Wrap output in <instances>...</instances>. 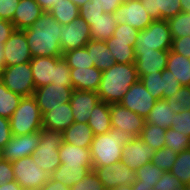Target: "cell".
<instances>
[{"label": "cell", "mask_w": 190, "mask_h": 190, "mask_svg": "<svg viewBox=\"0 0 190 190\" xmlns=\"http://www.w3.org/2000/svg\"><path fill=\"white\" fill-rule=\"evenodd\" d=\"M24 33L32 57L62 56L61 24L49 11H44L31 27L24 29Z\"/></svg>", "instance_id": "1"}, {"label": "cell", "mask_w": 190, "mask_h": 190, "mask_svg": "<svg viewBox=\"0 0 190 190\" xmlns=\"http://www.w3.org/2000/svg\"><path fill=\"white\" fill-rule=\"evenodd\" d=\"M138 80L139 76L135 63H115L102 72L97 93L102 102L119 103Z\"/></svg>", "instance_id": "2"}, {"label": "cell", "mask_w": 190, "mask_h": 190, "mask_svg": "<svg viewBox=\"0 0 190 190\" xmlns=\"http://www.w3.org/2000/svg\"><path fill=\"white\" fill-rule=\"evenodd\" d=\"M135 137L128 131L111 128L107 133L94 136L90 154L94 167H112L122 160V147Z\"/></svg>", "instance_id": "3"}, {"label": "cell", "mask_w": 190, "mask_h": 190, "mask_svg": "<svg viewBox=\"0 0 190 190\" xmlns=\"http://www.w3.org/2000/svg\"><path fill=\"white\" fill-rule=\"evenodd\" d=\"M12 135L21 136L40 131L42 113L33 96L22 97L19 106L10 117Z\"/></svg>", "instance_id": "4"}, {"label": "cell", "mask_w": 190, "mask_h": 190, "mask_svg": "<svg viewBox=\"0 0 190 190\" xmlns=\"http://www.w3.org/2000/svg\"><path fill=\"white\" fill-rule=\"evenodd\" d=\"M41 140L31 155L32 160L44 171L51 174L60 165L59 148L63 144V132L42 128Z\"/></svg>", "instance_id": "5"}, {"label": "cell", "mask_w": 190, "mask_h": 190, "mask_svg": "<svg viewBox=\"0 0 190 190\" xmlns=\"http://www.w3.org/2000/svg\"><path fill=\"white\" fill-rule=\"evenodd\" d=\"M172 41L167 20H153L147 28L139 31L134 43V50L135 52L171 50Z\"/></svg>", "instance_id": "6"}, {"label": "cell", "mask_w": 190, "mask_h": 190, "mask_svg": "<svg viewBox=\"0 0 190 190\" xmlns=\"http://www.w3.org/2000/svg\"><path fill=\"white\" fill-rule=\"evenodd\" d=\"M15 181L24 190H40L50 179V174L37 165L31 156L11 162Z\"/></svg>", "instance_id": "7"}, {"label": "cell", "mask_w": 190, "mask_h": 190, "mask_svg": "<svg viewBox=\"0 0 190 190\" xmlns=\"http://www.w3.org/2000/svg\"><path fill=\"white\" fill-rule=\"evenodd\" d=\"M0 80L9 90L22 97L33 96L35 91L30 62L5 67Z\"/></svg>", "instance_id": "8"}, {"label": "cell", "mask_w": 190, "mask_h": 190, "mask_svg": "<svg viewBox=\"0 0 190 190\" xmlns=\"http://www.w3.org/2000/svg\"><path fill=\"white\" fill-rule=\"evenodd\" d=\"M74 89L72 86H63L57 84H47L36 88L33 97L41 110L42 115L45 112L57 108L63 103L70 102Z\"/></svg>", "instance_id": "9"}, {"label": "cell", "mask_w": 190, "mask_h": 190, "mask_svg": "<svg viewBox=\"0 0 190 190\" xmlns=\"http://www.w3.org/2000/svg\"><path fill=\"white\" fill-rule=\"evenodd\" d=\"M89 24L80 16L66 25H61L60 48L62 53L85 47L91 40Z\"/></svg>", "instance_id": "10"}, {"label": "cell", "mask_w": 190, "mask_h": 190, "mask_svg": "<svg viewBox=\"0 0 190 190\" xmlns=\"http://www.w3.org/2000/svg\"><path fill=\"white\" fill-rule=\"evenodd\" d=\"M117 24L127 23L129 26L141 31L153 21L140 0H125L114 12Z\"/></svg>", "instance_id": "11"}, {"label": "cell", "mask_w": 190, "mask_h": 190, "mask_svg": "<svg viewBox=\"0 0 190 190\" xmlns=\"http://www.w3.org/2000/svg\"><path fill=\"white\" fill-rule=\"evenodd\" d=\"M156 101L139 79L119 103L146 120Z\"/></svg>", "instance_id": "12"}, {"label": "cell", "mask_w": 190, "mask_h": 190, "mask_svg": "<svg viewBox=\"0 0 190 190\" xmlns=\"http://www.w3.org/2000/svg\"><path fill=\"white\" fill-rule=\"evenodd\" d=\"M41 140V132L26 135H13L11 140L1 150V159L9 162L31 156Z\"/></svg>", "instance_id": "13"}, {"label": "cell", "mask_w": 190, "mask_h": 190, "mask_svg": "<svg viewBox=\"0 0 190 190\" xmlns=\"http://www.w3.org/2000/svg\"><path fill=\"white\" fill-rule=\"evenodd\" d=\"M93 170L106 190L115 189L123 185H132L136 180V172L121 161L112 167H94Z\"/></svg>", "instance_id": "14"}, {"label": "cell", "mask_w": 190, "mask_h": 190, "mask_svg": "<svg viewBox=\"0 0 190 190\" xmlns=\"http://www.w3.org/2000/svg\"><path fill=\"white\" fill-rule=\"evenodd\" d=\"M109 110L112 128L126 130L134 137H140L146 122L144 118L125 108L120 103L109 104Z\"/></svg>", "instance_id": "15"}, {"label": "cell", "mask_w": 190, "mask_h": 190, "mask_svg": "<svg viewBox=\"0 0 190 190\" xmlns=\"http://www.w3.org/2000/svg\"><path fill=\"white\" fill-rule=\"evenodd\" d=\"M5 67L30 62L33 58L26 40L24 30L15 29L4 43Z\"/></svg>", "instance_id": "16"}, {"label": "cell", "mask_w": 190, "mask_h": 190, "mask_svg": "<svg viewBox=\"0 0 190 190\" xmlns=\"http://www.w3.org/2000/svg\"><path fill=\"white\" fill-rule=\"evenodd\" d=\"M122 160L124 165L136 171L143 165L151 163L155 149L145 143L140 137H135L122 147Z\"/></svg>", "instance_id": "17"}, {"label": "cell", "mask_w": 190, "mask_h": 190, "mask_svg": "<svg viewBox=\"0 0 190 190\" xmlns=\"http://www.w3.org/2000/svg\"><path fill=\"white\" fill-rule=\"evenodd\" d=\"M100 101L97 92L74 90L69 102L74 121L77 123H88L90 113Z\"/></svg>", "instance_id": "18"}, {"label": "cell", "mask_w": 190, "mask_h": 190, "mask_svg": "<svg viewBox=\"0 0 190 190\" xmlns=\"http://www.w3.org/2000/svg\"><path fill=\"white\" fill-rule=\"evenodd\" d=\"M169 50L135 52V65L138 76L155 73L166 69Z\"/></svg>", "instance_id": "19"}, {"label": "cell", "mask_w": 190, "mask_h": 190, "mask_svg": "<svg viewBox=\"0 0 190 190\" xmlns=\"http://www.w3.org/2000/svg\"><path fill=\"white\" fill-rule=\"evenodd\" d=\"M62 56L33 57L30 61L35 89L55 82L56 62Z\"/></svg>", "instance_id": "20"}, {"label": "cell", "mask_w": 190, "mask_h": 190, "mask_svg": "<svg viewBox=\"0 0 190 190\" xmlns=\"http://www.w3.org/2000/svg\"><path fill=\"white\" fill-rule=\"evenodd\" d=\"M183 111L179 102L174 100H157L151 109L146 122L168 129L172 126V120L176 113Z\"/></svg>", "instance_id": "21"}, {"label": "cell", "mask_w": 190, "mask_h": 190, "mask_svg": "<svg viewBox=\"0 0 190 190\" xmlns=\"http://www.w3.org/2000/svg\"><path fill=\"white\" fill-rule=\"evenodd\" d=\"M74 122L69 102L63 103L42 115V127L48 130L63 132Z\"/></svg>", "instance_id": "22"}, {"label": "cell", "mask_w": 190, "mask_h": 190, "mask_svg": "<svg viewBox=\"0 0 190 190\" xmlns=\"http://www.w3.org/2000/svg\"><path fill=\"white\" fill-rule=\"evenodd\" d=\"M71 84L74 90L97 92L102 71L97 67L70 68Z\"/></svg>", "instance_id": "23"}, {"label": "cell", "mask_w": 190, "mask_h": 190, "mask_svg": "<svg viewBox=\"0 0 190 190\" xmlns=\"http://www.w3.org/2000/svg\"><path fill=\"white\" fill-rule=\"evenodd\" d=\"M43 13L36 0H20L11 22L15 29L24 30L31 27Z\"/></svg>", "instance_id": "24"}, {"label": "cell", "mask_w": 190, "mask_h": 190, "mask_svg": "<svg viewBox=\"0 0 190 190\" xmlns=\"http://www.w3.org/2000/svg\"><path fill=\"white\" fill-rule=\"evenodd\" d=\"M59 157L61 164L67 166H88L93 170L90 148H82L63 142L59 148Z\"/></svg>", "instance_id": "25"}, {"label": "cell", "mask_w": 190, "mask_h": 190, "mask_svg": "<svg viewBox=\"0 0 190 190\" xmlns=\"http://www.w3.org/2000/svg\"><path fill=\"white\" fill-rule=\"evenodd\" d=\"M153 20H168L182 12L180 0H140Z\"/></svg>", "instance_id": "26"}, {"label": "cell", "mask_w": 190, "mask_h": 190, "mask_svg": "<svg viewBox=\"0 0 190 190\" xmlns=\"http://www.w3.org/2000/svg\"><path fill=\"white\" fill-rule=\"evenodd\" d=\"M94 134L88 123H72L63 131L64 142L79 146L82 148H90Z\"/></svg>", "instance_id": "27"}, {"label": "cell", "mask_w": 190, "mask_h": 190, "mask_svg": "<svg viewBox=\"0 0 190 190\" xmlns=\"http://www.w3.org/2000/svg\"><path fill=\"white\" fill-rule=\"evenodd\" d=\"M85 47L91 57V62H94L95 67L100 71L103 72L116 63L105 41L90 40Z\"/></svg>", "instance_id": "28"}, {"label": "cell", "mask_w": 190, "mask_h": 190, "mask_svg": "<svg viewBox=\"0 0 190 190\" xmlns=\"http://www.w3.org/2000/svg\"><path fill=\"white\" fill-rule=\"evenodd\" d=\"M91 40L106 41L110 39L117 26L114 14L102 13L101 17L89 23Z\"/></svg>", "instance_id": "29"}, {"label": "cell", "mask_w": 190, "mask_h": 190, "mask_svg": "<svg viewBox=\"0 0 190 190\" xmlns=\"http://www.w3.org/2000/svg\"><path fill=\"white\" fill-rule=\"evenodd\" d=\"M88 125L92 128L94 136L107 133L112 128L108 103L100 101L93 108Z\"/></svg>", "instance_id": "30"}, {"label": "cell", "mask_w": 190, "mask_h": 190, "mask_svg": "<svg viewBox=\"0 0 190 190\" xmlns=\"http://www.w3.org/2000/svg\"><path fill=\"white\" fill-rule=\"evenodd\" d=\"M89 171L91 169L88 166H67L61 164L50 174V178L71 188L75 183L81 181Z\"/></svg>", "instance_id": "31"}, {"label": "cell", "mask_w": 190, "mask_h": 190, "mask_svg": "<svg viewBox=\"0 0 190 190\" xmlns=\"http://www.w3.org/2000/svg\"><path fill=\"white\" fill-rule=\"evenodd\" d=\"M166 69L171 71L182 86H190V59L169 50Z\"/></svg>", "instance_id": "32"}, {"label": "cell", "mask_w": 190, "mask_h": 190, "mask_svg": "<svg viewBox=\"0 0 190 190\" xmlns=\"http://www.w3.org/2000/svg\"><path fill=\"white\" fill-rule=\"evenodd\" d=\"M116 63H135V41H114V36L105 41Z\"/></svg>", "instance_id": "33"}, {"label": "cell", "mask_w": 190, "mask_h": 190, "mask_svg": "<svg viewBox=\"0 0 190 190\" xmlns=\"http://www.w3.org/2000/svg\"><path fill=\"white\" fill-rule=\"evenodd\" d=\"M49 12L61 25H66L79 16V7L70 0H60Z\"/></svg>", "instance_id": "34"}, {"label": "cell", "mask_w": 190, "mask_h": 190, "mask_svg": "<svg viewBox=\"0 0 190 190\" xmlns=\"http://www.w3.org/2000/svg\"><path fill=\"white\" fill-rule=\"evenodd\" d=\"M22 96L9 90L3 82L0 80V116L10 119L14 113Z\"/></svg>", "instance_id": "35"}, {"label": "cell", "mask_w": 190, "mask_h": 190, "mask_svg": "<svg viewBox=\"0 0 190 190\" xmlns=\"http://www.w3.org/2000/svg\"><path fill=\"white\" fill-rule=\"evenodd\" d=\"M167 129L160 126L145 122L144 128L140 134V138L153 149L159 150L165 147V133Z\"/></svg>", "instance_id": "36"}, {"label": "cell", "mask_w": 190, "mask_h": 190, "mask_svg": "<svg viewBox=\"0 0 190 190\" xmlns=\"http://www.w3.org/2000/svg\"><path fill=\"white\" fill-rule=\"evenodd\" d=\"M62 58L70 68L95 67L86 47L66 51L62 54Z\"/></svg>", "instance_id": "37"}, {"label": "cell", "mask_w": 190, "mask_h": 190, "mask_svg": "<svg viewBox=\"0 0 190 190\" xmlns=\"http://www.w3.org/2000/svg\"><path fill=\"white\" fill-rule=\"evenodd\" d=\"M170 172L185 185L190 183V148L177 155Z\"/></svg>", "instance_id": "38"}, {"label": "cell", "mask_w": 190, "mask_h": 190, "mask_svg": "<svg viewBox=\"0 0 190 190\" xmlns=\"http://www.w3.org/2000/svg\"><path fill=\"white\" fill-rule=\"evenodd\" d=\"M136 180L134 182H140V185L152 186L154 188L155 183L162 177L163 171L152 163L141 166L136 171Z\"/></svg>", "instance_id": "39"}, {"label": "cell", "mask_w": 190, "mask_h": 190, "mask_svg": "<svg viewBox=\"0 0 190 190\" xmlns=\"http://www.w3.org/2000/svg\"><path fill=\"white\" fill-rule=\"evenodd\" d=\"M167 22L173 39L190 36V13L180 12Z\"/></svg>", "instance_id": "40"}, {"label": "cell", "mask_w": 190, "mask_h": 190, "mask_svg": "<svg viewBox=\"0 0 190 190\" xmlns=\"http://www.w3.org/2000/svg\"><path fill=\"white\" fill-rule=\"evenodd\" d=\"M164 137L165 147L171 148L177 154L190 148V137L172 129L171 127L166 130Z\"/></svg>", "instance_id": "41"}, {"label": "cell", "mask_w": 190, "mask_h": 190, "mask_svg": "<svg viewBox=\"0 0 190 190\" xmlns=\"http://www.w3.org/2000/svg\"><path fill=\"white\" fill-rule=\"evenodd\" d=\"M162 71L145 74L139 77L148 92L156 99L162 100L163 84Z\"/></svg>", "instance_id": "42"}, {"label": "cell", "mask_w": 190, "mask_h": 190, "mask_svg": "<svg viewBox=\"0 0 190 190\" xmlns=\"http://www.w3.org/2000/svg\"><path fill=\"white\" fill-rule=\"evenodd\" d=\"M177 155L171 148L163 147L155 151L151 163L163 171H170L176 161Z\"/></svg>", "instance_id": "43"}, {"label": "cell", "mask_w": 190, "mask_h": 190, "mask_svg": "<svg viewBox=\"0 0 190 190\" xmlns=\"http://www.w3.org/2000/svg\"><path fill=\"white\" fill-rule=\"evenodd\" d=\"M153 190H185V184L170 171H165L155 183Z\"/></svg>", "instance_id": "44"}, {"label": "cell", "mask_w": 190, "mask_h": 190, "mask_svg": "<svg viewBox=\"0 0 190 190\" xmlns=\"http://www.w3.org/2000/svg\"><path fill=\"white\" fill-rule=\"evenodd\" d=\"M162 84L163 92L162 99H166L178 92L182 85L178 82V79L174 77L173 73L167 69L162 70Z\"/></svg>", "instance_id": "45"}, {"label": "cell", "mask_w": 190, "mask_h": 190, "mask_svg": "<svg viewBox=\"0 0 190 190\" xmlns=\"http://www.w3.org/2000/svg\"><path fill=\"white\" fill-rule=\"evenodd\" d=\"M70 190H106L99 180L98 176L91 170L88 174L78 183H75Z\"/></svg>", "instance_id": "46"}, {"label": "cell", "mask_w": 190, "mask_h": 190, "mask_svg": "<svg viewBox=\"0 0 190 190\" xmlns=\"http://www.w3.org/2000/svg\"><path fill=\"white\" fill-rule=\"evenodd\" d=\"M172 129L190 137V111L176 113L172 120Z\"/></svg>", "instance_id": "47"}, {"label": "cell", "mask_w": 190, "mask_h": 190, "mask_svg": "<svg viewBox=\"0 0 190 190\" xmlns=\"http://www.w3.org/2000/svg\"><path fill=\"white\" fill-rule=\"evenodd\" d=\"M52 84L72 86L70 67L66 64L62 57L56 62L55 82H52Z\"/></svg>", "instance_id": "48"}, {"label": "cell", "mask_w": 190, "mask_h": 190, "mask_svg": "<svg viewBox=\"0 0 190 190\" xmlns=\"http://www.w3.org/2000/svg\"><path fill=\"white\" fill-rule=\"evenodd\" d=\"M139 30L127 23L117 24L114 31V41H135L138 37Z\"/></svg>", "instance_id": "49"}, {"label": "cell", "mask_w": 190, "mask_h": 190, "mask_svg": "<svg viewBox=\"0 0 190 190\" xmlns=\"http://www.w3.org/2000/svg\"><path fill=\"white\" fill-rule=\"evenodd\" d=\"M102 13H104V10L100 9L94 2L89 1L79 7V16L88 24L101 17Z\"/></svg>", "instance_id": "50"}, {"label": "cell", "mask_w": 190, "mask_h": 190, "mask_svg": "<svg viewBox=\"0 0 190 190\" xmlns=\"http://www.w3.org/2000/svg\"><path fill=\"white\" fill-rule=\"evenodd\" d=\"M165 100L179 102L184 111H190V86H182L178 92L174 93Z\"/></svg>", "instance_id": "51"}, {"label": "cell", "mask_w": 190, "mask_h": 190, "mask_svg": "<svg viewBox=\"0 0 190 190\" xmlns=\"http://www.w3.org/2000/svg\"><path fill=\"white\" fill-rule=\"evenodd\" d=\"M171 51L190 59V36L173 39Z\"/></svg>", "instance_id": "52"}, {"label": "cell", "mask_w": 190, "mask_h": 190, "mask_svg": "<svg viewBox=\"0 0 190 190\" xmlns=\"http://www.w3.org/2000/svg\"><path fill=\"white\" fill-rule=\"evenodd\" d=\"M20 0H0V19L12 21Z\"/></svg>", "instance_id": "53"}, {"label": "cell", "mask_w": 190, "mask_h": 190, "mask_svg": "<svg viewBox=\"0 0 190 190\" xmlns=\"http://www.w3.org/2000/svg\"><path fill=\"white\" fill-rule=\"evenodd\" d=\"M15 181V175L11 162L0 159V186Z\"/></svg>", "instance_id": "54"}, {"label": "cell", "mask_w": 190, "mask_h": 190, "mask_svg": "<svg viewBox=\"0 0 190 190\" xmlns=\"http://www.w3.org/2000/svg\"><path fill=\"white\" fill-rule=\"evenodd\" d=\"M10 119L0 116V150L11 140Z\"/></svg>", "instance_id": "55"}, {"label": "cell", "mask_w": 190, "mask_h": 190, "mask_svg": "<svg viewBox=\"0 0 190 190\" xmlns=\"http://www.w3.org/2000/svg\"><path fill=\"white\" fill-rule=\"evenodd\" d=\"M94 2L100 9H103L106 13L114 14V12L123 3L122 0H90Z\"/></svg>", "instance_id": "56"}, {"label": "cell", "mask_w": 190, "mask_h": 190, "mask_svg": "<svg viewBox=\"0 0 190 190\" xmlns=\"http://www.w3.org/2000/svg\"><path fill=\"white\" fill-rule=\"evenodd\" d=\"M14 30L15 27L12 22L0 19V46H4Z\"/></svg>", "instance_id": "57"}, {"label": "cell", "mask_w": 190, "mask_h": 190, "mask_svg": "<svg viewBox=\"0 0 190 190\" xmlns=\"http://www.w3.org/2000/svg\"><path fill=\"white\" fill-rule=\"evenodd\" d=\"M40 190H70V188L50 178Z\"/></svg>", "instance_id": "58"}, {"label": "cell", "mask_w": 190, "mask_h": 190, "mask_svg": "<svg viewBox=\"0 0 190 190\" xmlns=\"http://www.w3.org/2000/svg\"><path fill=\"white\" fill-rule=\"evenodd\" d=\"M57 1L60 0H36L39 6L46 12L49 11Z\"/></svg>", "instance_id": "59"}, {"label": "cell", "mask_w": 190, "mask_h": 190, "mask_svg": "<svg viewBox=\"0 0 190 190\" xmlns=\"http://www.w3.org/2000/svg\"><path fill=\"white\" fill-rule=\"evenodd\" d=\"M0 190H24L16 181H10L0 186Z\"/></svg>", "instance_id": "60"}, {"label": "cell", "mask_w": 190, "mask_h": 190, "mask_svg": "<svg viewBox=\"0 0 190 190\" xmlns=\"http://www.w3.org/2000/svg\"><path fill=\"white\" fill-rule=\"evenodd\" d=\"M131 186L133 190H153L152 186L140 185V182H133Z\"/></svg>", "instance_id": "61"}, {"label": "cell", "mask_w": 190, "mask_h": 190, "mask_svg": "<svg viewBox=\"0 0 190 190\" xmlns=\"http://www.w3.org/2000/svg\"><path fill=\"white\" fill-rule=\"evenodd\" d=\"M182 12L190 13V0H180Z\"/></svg>", "instance_id": "62"}, {"label": "cell", "mask_w": 190, "mask_h": 190, "mask_svg": "<svg viewBox=\"0 0 190 190\" xmlns=\"http://www.w3.org/2000/svg\"><path fill=\"white\" fill-rule=\"evenodd\" d=\"M3 51H4V46H0V74L3 72V69L5 68V59Z\"/></svg>", "instance_id": "63"}, {"label": "cell", "mask_w": 190, "mask_h": 190, "mask_svg": "<svg viewBox=\"0 0 190 190\" xmlns=\"http://www.w3.org/2000/svg\"><path fill=\"white\" fill-rule=\"evenodd\" d=\"M70 1H72L78 7H81L84 3L89 2L90 0H70Z\"/></svg>", "instance_id": "64"}, {"label": "cell", "mask_w": 190, "mask_h": 190, "mask_svg": "<svg viewBox=\"0 0 190 190\" xmlns=\"http://www.w3.org/2000/svg\"><path fill=\"white\" fill-rule=\"evenodd\" d=\"M111 190H133V189L131 185H123Z\"/></svg>", "instance_id": "65"}, {"label": "cell", "mask_w": 190, "mask_h": 190, "mask_svg": "<svg viewBox=\"0 0 190 190\" xmlns=\"http://www.w3.org/2000/svg\"><path fill=\"white\" fill-rule=\"evenodd\" d=\"M185 190H190V183L185 185Z\"/></svg>", "instance_id": "66"}]
</instances>
